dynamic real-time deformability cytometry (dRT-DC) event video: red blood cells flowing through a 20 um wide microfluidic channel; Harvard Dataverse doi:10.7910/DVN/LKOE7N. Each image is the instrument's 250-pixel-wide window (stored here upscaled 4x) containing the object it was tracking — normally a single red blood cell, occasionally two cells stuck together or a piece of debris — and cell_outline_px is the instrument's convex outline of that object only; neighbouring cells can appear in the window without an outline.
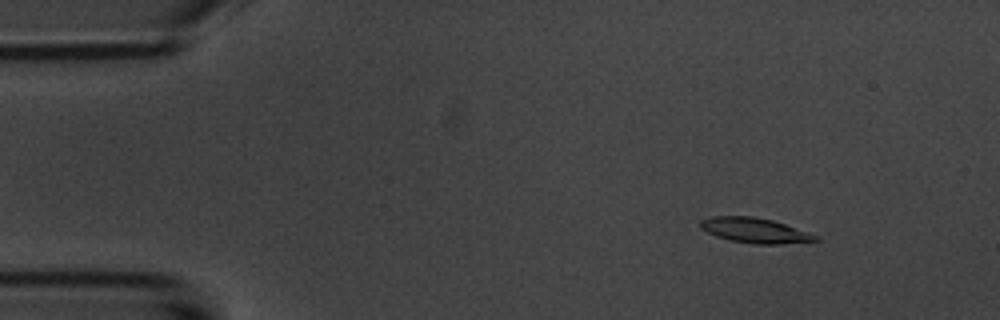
{"species": "common noctule bat (a hibernating species)", "species_latin": "Nyctalus noctula", "temperature_condition": "room temperature", "stored_images_in_passage": 9, "camera_frame_rate_fps": 3000, "um_per_image_px": 0.085, "animal": {"sex": "male", "body_mass_g": 20.1, "forearm_length_mm": 53.5}, "frame": {"image": 1, "passage_image": 2, "time_ms": 1.333, "image_size_px": [1000, 320], "cell_outline_px": [[820, 240], [780, 244], [752, 244], [728, 240], [716, 236], [700, 228], [700, 220], [712, 216], [752, 216], [772, 220], [820, 236]], "centroid_in_image_um": [64.15, 19.59], "position_along_channel_um": 20.8, "area_um2": 16.82}}
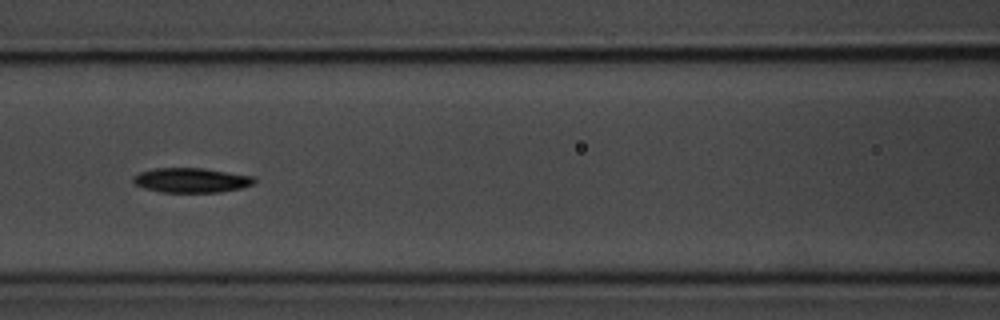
{"frame": {"image": 2, "passage_image": 7, "time_ms": 7.0, "image_size_px": [1000, 320], "cell_outline_px": [[256, 180], [252, 184], [240, 188], [220, 192], [160, 192], [144, 188], [136, 184], [132, 180], [132, 176], [140, 172], [152, 168], [204, 168], [256, 176]], "centroid_in_image_um": [16.26, 15.31], "position_along_channel_um": 150.3, "area_um2": 17.51}}
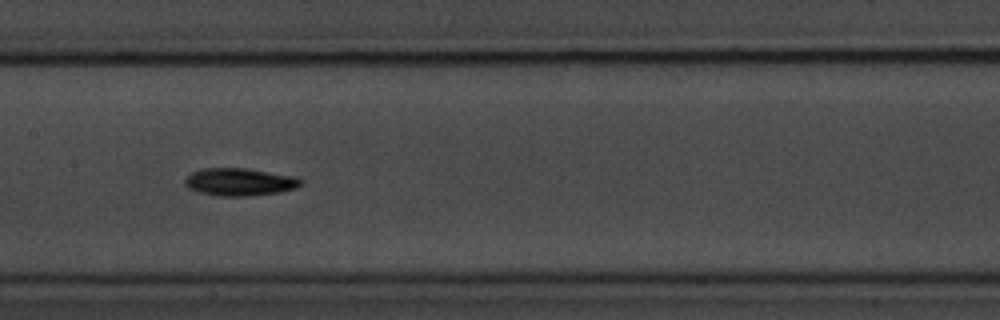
{"frame": {"image": 3, "passage_image": 8, "time_ms": 8.0, "image_size_px": [1000, 320], "cell_outline_px": [[304, 184], [296, 188], [280, 192], [248, 196], [220, 196], [200, 192], [188, 188], [184, 184], [184, 180], [192, 172], [204, 168], [248, 168], [296, 176], [304, 180]], "centroid_in_image_um": [20.43, 15.46], "position_along_channel_um": 187.0, "area_um2": 18.84}}